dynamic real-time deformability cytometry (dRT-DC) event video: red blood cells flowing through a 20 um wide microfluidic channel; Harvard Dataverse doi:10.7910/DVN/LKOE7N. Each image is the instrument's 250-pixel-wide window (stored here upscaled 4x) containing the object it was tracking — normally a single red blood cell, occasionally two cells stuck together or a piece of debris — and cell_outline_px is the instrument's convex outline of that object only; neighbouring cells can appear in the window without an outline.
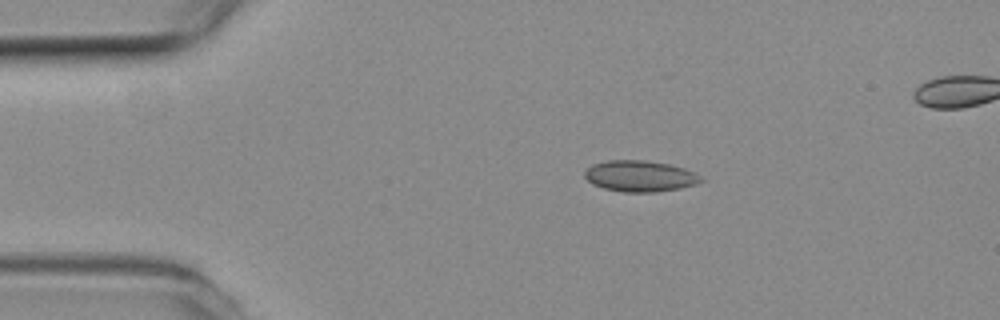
{"species": "common noctule bat (a hibernating species)", "species_latin": "Nyctalus noctula", "temperature_condition": "room temperature", "stored_images_in_passage": 50, "camera_frame_rate_fps": 3000, "um_per_image_px": 0.085, "animal": {"sex": "female", "body_mass_g": 19.3, "forearm_length_mm": 54.1}, "frame": {"image": 1, "passage_image": 9, "time_ms": 2.667, "image_size_px": [1000, 320], "cell_outline_px": [[704, 180], [696, 184], [680, 188], [656, 192], [624, 192], [604, 188], [592, 184], [584, 176], [584, 172], [592, 164], [608, 160], [644, 160], [668, 164], [684, 168], [700, 176]], "centroid_in_image_um": [54.38, 14.97], "position_along_channel_um": 30.6, "area_um2": 20.98}}
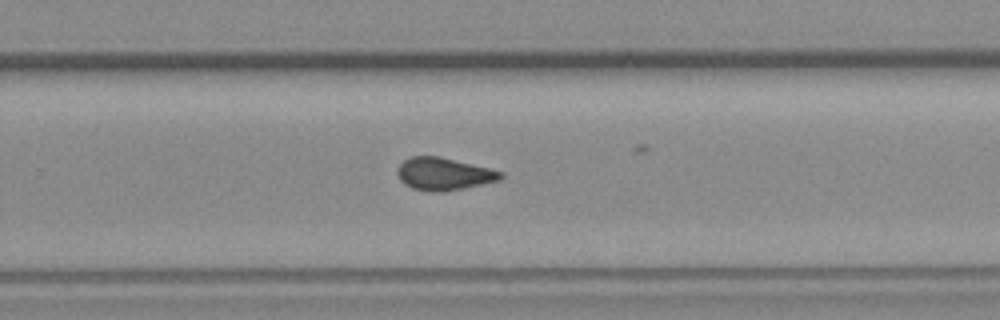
{"frame": {"image": 2, "passage_image": 33, "time_ms": 10.667, "image_size_px": [1000, 320], "cell_outline_px": [[504, 176], [500, 180], [444, 192], [432, 192], [412, 188], [404, 184], [400, 180], [396, 172], [396, 168], [404, 160], [412, 156], [440, 156], [504, 172]], "centroid_in_image_um": [37.7, 14.78], "position_along_channel_um": 292.1, "area_um2": 19.59}}
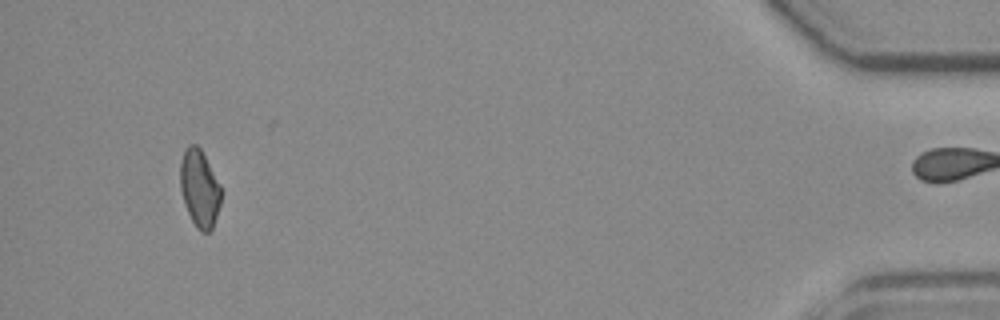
{"frame": {"image": 3, "passage_image": 49, "time_ms": 16.0, "image_size_px": [1000, 320], "cell_outline_px": [[224, 192], [212, 228], [208, 232], [200, 232], [196, 228], [184, 204], [180, 188], [180, 164], [184, 152], [192, 144], [196, 144], [200, 148], [220, 184]], "centroid_in_image_um": [16.98, 16.04], "position_along_channel_um": 418.2, "area_um2": 18.38}, "authors_computed_cell_mechanics": {"area_um2": 19.5653, "velocity_mm_per_s": 3.8522, "shape_relaxation_time_tau1_ms": null, "shape_relaxation_time_tau2_ms": 1.667, "deformation_change_tau1": null, "deformation_change_tau2": 0.0721}}